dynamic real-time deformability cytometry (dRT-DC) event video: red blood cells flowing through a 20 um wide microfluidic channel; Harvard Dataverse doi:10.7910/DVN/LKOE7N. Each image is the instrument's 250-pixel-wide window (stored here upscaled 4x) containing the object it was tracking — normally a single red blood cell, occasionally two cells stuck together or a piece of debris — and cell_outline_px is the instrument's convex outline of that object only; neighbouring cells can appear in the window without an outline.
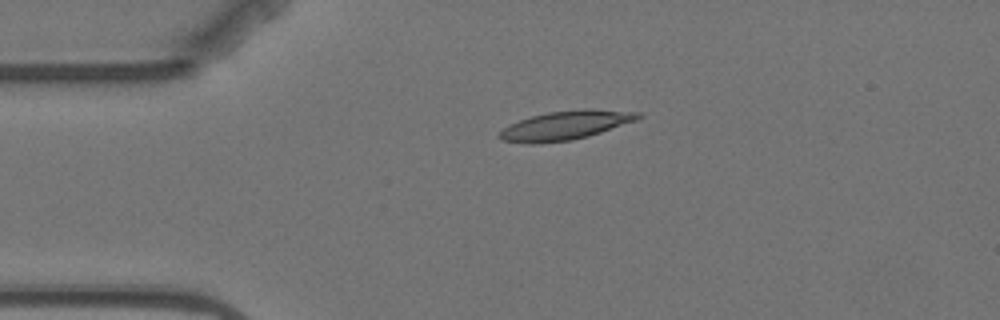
{"species": "Egyptian fruit bat (a non-hibernating species)", "species_latin": "Rousettus aegyptiacus", "temperature_condition": "warm", "stored_images_in_passage": 4, "camera_frame_rate_fps": 3000, "um_per_image_px": 0.085, "animal": {"sex": "female"}, "frame": {"image": 1, "passage_image": 3, "time_ms": 3.333, "image_size_px": [1000, 320], "cell_outline_px": [[644, 116], [636, 120], [588, 136], [572, 140], [532, 144], [504, 140], [496, 136], [508, 124], [532, 116], [548, 112], [584, 108], [592, 108], [640, 112]], "centroid_in_image_um": [48.09, 10.63], "position_along_channel_um": 36.9, "area_um2": 23.35}}